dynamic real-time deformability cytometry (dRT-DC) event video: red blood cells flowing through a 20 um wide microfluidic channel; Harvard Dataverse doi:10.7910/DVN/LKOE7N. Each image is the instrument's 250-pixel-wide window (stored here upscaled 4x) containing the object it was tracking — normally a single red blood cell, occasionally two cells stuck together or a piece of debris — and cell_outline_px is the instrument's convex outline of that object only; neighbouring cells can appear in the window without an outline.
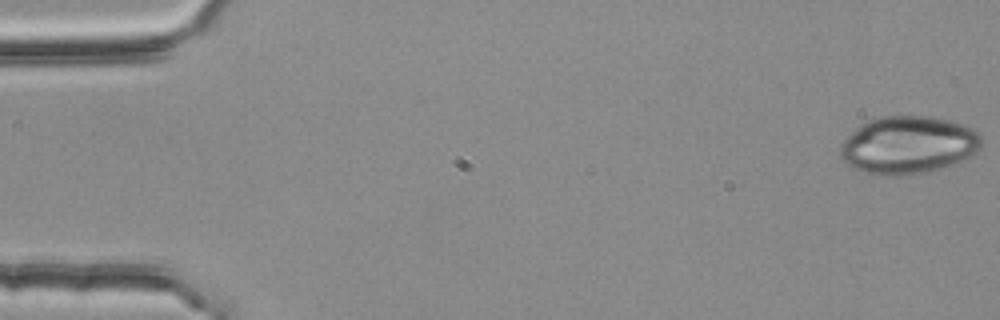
{"species": "common noctule bat (a hibernating species)", "species_latin": "Nyctalus noctula", "temperature_condition": "room temperature", "stored_images_in_passage": 54, "camera_frame_rate_fps": 3000, "um_per_image_px": 0.085, "animal": {"sex": "female", "body_mass_g": 25.1}, "frame": {"image": 1, "passage_image": 1, "time_ms": 0.0, "image_size_px": [1000, 320], "cell_outline_px": [[984, 140], [980, 148], [972, 156], [940, 168], [908, 176], [888, 176], [864, 172], [848, 164], [840, 156], [840, 144], [856, 128], [868, 120], [884, 116], [932, 116], [952, 120], [976, 128]], "centroid_in_image_um": [77.25, 12.31], "position_along_channel_um": 7.7, "area_um2": 47.8}}
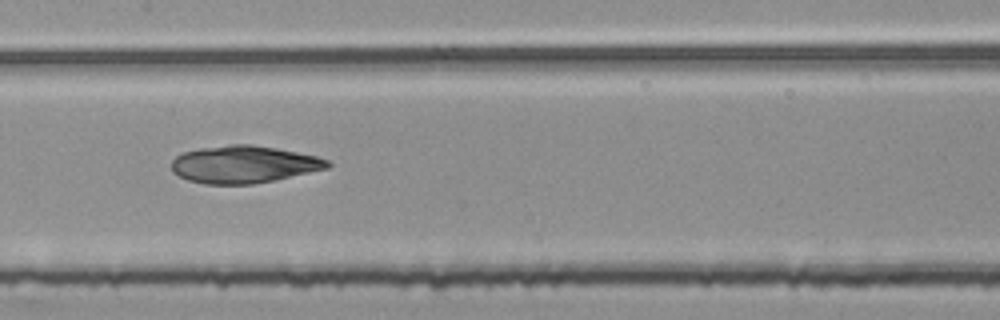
{"frame": {"image": 2, "passage_image": 27, "time_ms": 8.667, "image_size_px": [1000, 320], "cell_outline_px": [[332, 164], [328, 168], [272, 180], [252, 184], [204, 184], [188, 180], [172, 172], [172, 160], [176, 156], [184, 152], [200, 148], [232, 144], [252, 144], [276, 148], [316, 156], [328, 160]], "centroid_in_image_um": [20.7, 13.97], "position_along_channel_um": 186.7, "area_um2": 33.7}}
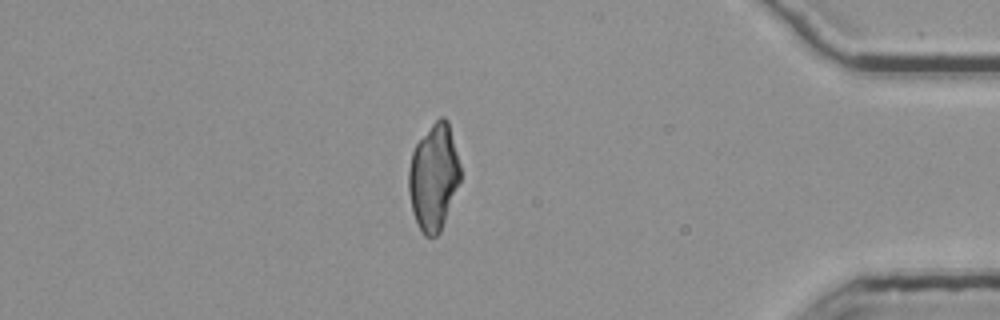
{"frame": {"image": 3, "passage_image": 47, "time_ms": 15.333, "image_size_px": [1000, 320], "cell_outline_px": [[460, 180], [440, 232], [436, 236], [424, 236], [412, 212], [408, 192], [408, 168], [412, 152], [416, 144], [432, 124], [440, 116], [444, 116], [448, 120], [460, 164]], "centroid_in_image_um": [36.85, 15.04], "position_along_channel_um": 398.4, "area_um2": 31.85}}